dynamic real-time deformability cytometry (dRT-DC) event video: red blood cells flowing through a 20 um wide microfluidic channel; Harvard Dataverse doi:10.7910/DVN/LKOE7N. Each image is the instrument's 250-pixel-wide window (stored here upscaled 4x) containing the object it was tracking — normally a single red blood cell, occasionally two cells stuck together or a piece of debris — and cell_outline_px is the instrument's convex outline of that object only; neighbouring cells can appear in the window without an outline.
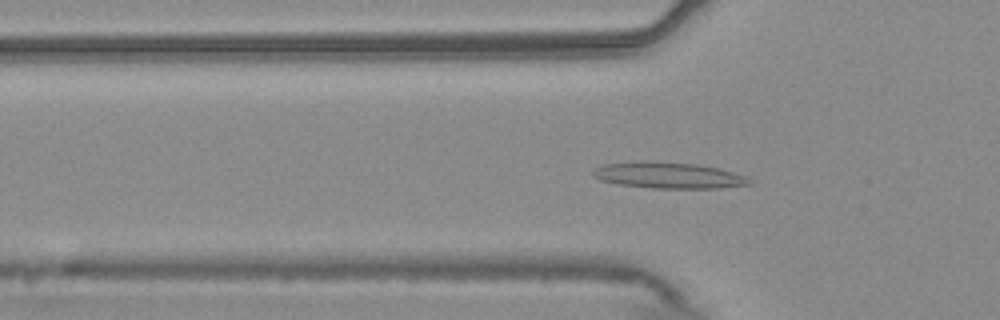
{"species": "common noctule bat (a hibernating species)", "species_latin": "Nyctalus noctula", "temperature_condition": "warm", "stored_images_in_passage": 54, "camera_frame_rate_fps": 3000, "um_per_image_px": 0.085, "animal": {"sex": "male", "body_mass_g": 20.4}, "frame": {"image": 1, "passage_image": 17, "time_ms": 5.333, "image_size_px": [1000, 320], "cell_outline_px": [[752, 184], [716, 188], [652, 188], [616, 184], [600, 180], [592, 176], [592, 172], [600, 164], [644, 160], [696, 164], [720, 168], [748, 176], [752, 180]], "centroid_in_image_um": [56.8, 14.89], "position_along_channel_um": 69.0, "area_um2": 24.22}}
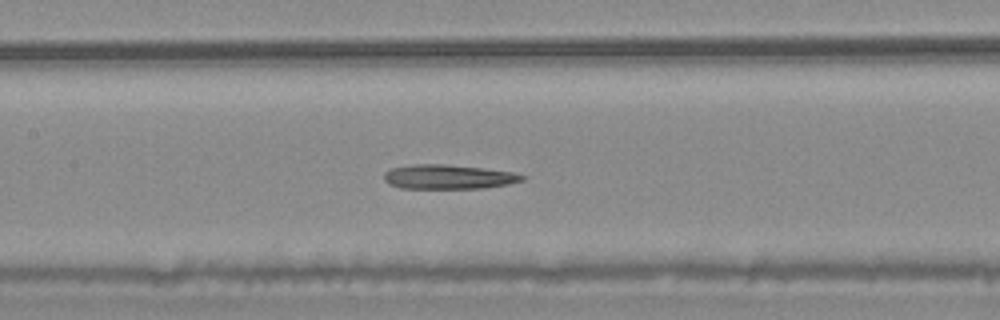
{"frame": {"image": 2, "passage_image": 25, "time_ms": 8.0, "image_size_px": [1000, 320], "cell_outline_px": [[528, 176], [524, 180], [508, 184], [484, 188], [400, 188], [388, 184], [384, 180], [384, 172], [392, 168], [412, 164], [444, 164], [480, 168], [512, 172]], "centroid_in_image_um": [38.1, 15.03], "position_along_channel_um": 169.3, "area_um2": 19.59}}
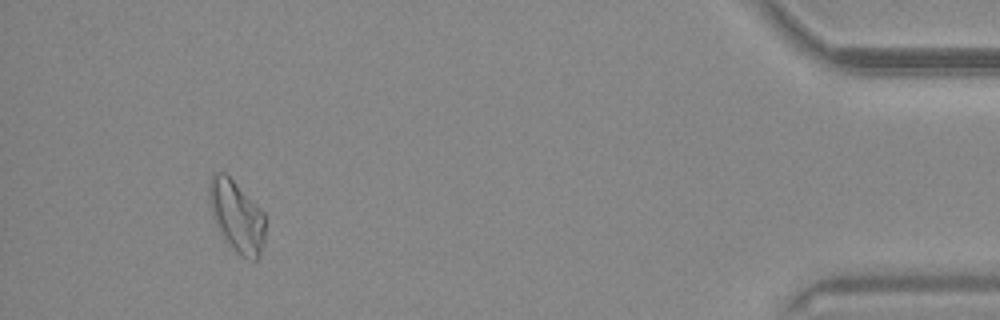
{"frame": {"image": 3, "passage_image": 50, "time_ms": 16.333, "image_size_px": [1000, 320], "cell_outline_px": [[264, 240], [260, 256], [256, 260], [252, 260], [240, 256], [232, 248], [216, 224], [212, 216], [208, 196], [208, 180], [212, 172], [224, 172], [264, 212]], "centroid_in_image_um": [20.1, 18.36], "position_along_channel_um": 415.1, "area_um2": 23.18}}